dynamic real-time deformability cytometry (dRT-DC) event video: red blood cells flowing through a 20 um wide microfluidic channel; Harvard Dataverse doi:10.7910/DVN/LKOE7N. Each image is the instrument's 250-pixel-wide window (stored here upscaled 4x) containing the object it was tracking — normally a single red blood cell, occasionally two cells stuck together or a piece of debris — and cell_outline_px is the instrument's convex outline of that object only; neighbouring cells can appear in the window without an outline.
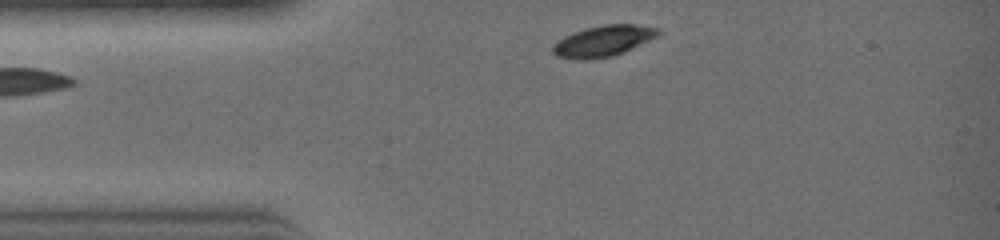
{"species": "common noctule bat (a hibernating species)", "species_latin": "Nyctalus noctula", "temperature_condition": "warm", "stored_images_in_passage": 21, "camera_frame_rate_fps": 3000, "um_per_image_px": 0.085, "animal": {"sex": "female", "body_mass_g": 19.0, "forearm_length_mm": 51.5}, "frame": {"image": 1, "passage_image": 1, "time_ms": 0.0, "image_size_px": [1000, 240], "cell_outline_px": [[660, 32], [656, 36], [624, 52], [612, 56], [556, 56], [552, 52], [552, 44], [564, 36], [588, 28], [604, 24], [636, 24], [660, 28]], "centroid_in_image_um": [51.33, 3.42], "position_along_channel_um": 33.7, "area_um2": 17.98}}
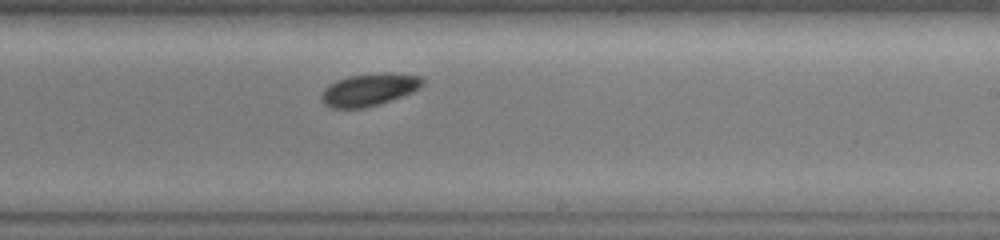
{"frame": {"image": 2, "passage_image": 13, "time_ms": 4.0, "image_size_px": [1000, 240], "cell_outline_px": [[424, 84], [420, 88], [404, 96], [380, 104], [364, 108], [332, 108], [324, 104], [320, 100], [320, 96], [324, 88], [328, 84], [336, 80], [348, 76], [384, 72], [392, 72], [424, 76]], "centroid_in_image_um": [31.4, 7.61], "position_along_channel_um": 257.6, "area_um2": 19.59}}
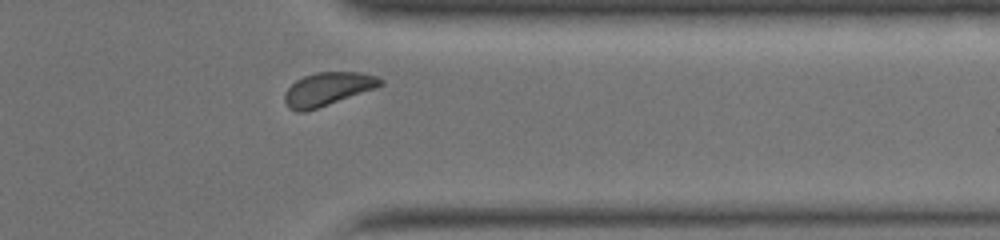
{"frame": {"image": 3, "passage_image": 19, "time_ms": 6.0, "image_size_px": [1000, 240], "cell_outline_px": [[384, 84], [376, 88], [304, 112], [296, 112], [288, 108], [284, 100], [284, 92], [296, 80], [304, 76], [316, 72], [360, 72], [376, 76], [384, 80]], "centroid_in_image_um": [27.84, 7.56], "position_along_channel_um": 383.6, "area_um2": 18.5}}